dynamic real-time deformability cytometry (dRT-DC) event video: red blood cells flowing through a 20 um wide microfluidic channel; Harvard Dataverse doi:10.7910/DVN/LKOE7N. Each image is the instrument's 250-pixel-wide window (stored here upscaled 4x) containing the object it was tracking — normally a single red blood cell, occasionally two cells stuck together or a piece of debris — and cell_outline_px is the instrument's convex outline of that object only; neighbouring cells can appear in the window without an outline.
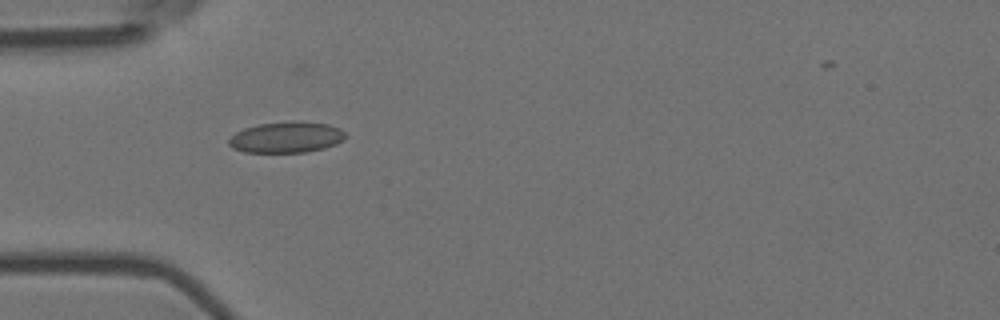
{"species": "Egyptian fruit bat (a non-hibernating species)", "species_latin": "Rousettus aegyptiacus", "temperature_condition": "room temperature", "stored_images_in_passage": 3, "camera_frame_rate_fps": 3000, "um_per_image_px": 0.085, "animal": {"sex": "female"}, "frame": {"image": 1, "passage_image": 2, "time_ms": 0.333, "image_size_px": [1000, 320], "cell_outline_px": [[344, 140], [336, 144], [324, 148], [304, 152], [244, 152], [232, 148], [228, 144], [228, 140], [236, 132], [244, 128], [260, 124], [328, 124], [340, 128], [344, 132]], "centroid_in_image_um": [24.3, 11.72], "position_along_channel_um": 60.7, "area_um2": 20.11}}
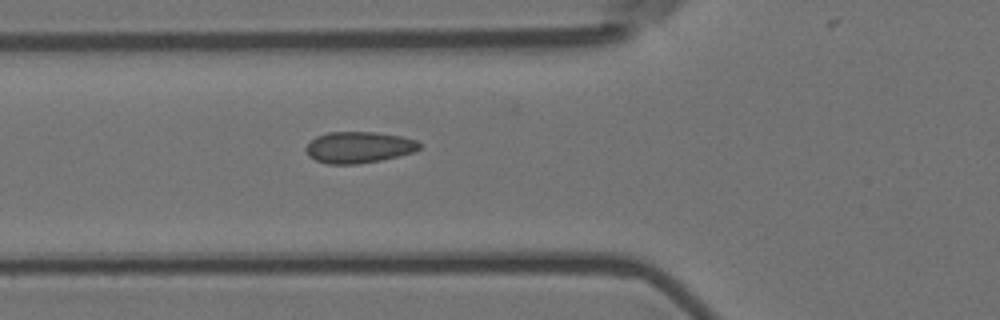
{"frame": {"image": 2, "passage_image": 3, "time_ms": 0.667, "image_size_px": [1000, 320], "cell_outline_px": [[420, 148], [412, 152], [380, 160], [356, 164], [328, 164], [316, 160], [308, 156], [304, 148], [316, 136], [328, 132], [376, 132], [400, 136], [416, 140], [420, 144]], "centroid_in_image_um": [30.45, 12.52], "position_along_channel_um": 95.3, "area_um2": 20.58}}